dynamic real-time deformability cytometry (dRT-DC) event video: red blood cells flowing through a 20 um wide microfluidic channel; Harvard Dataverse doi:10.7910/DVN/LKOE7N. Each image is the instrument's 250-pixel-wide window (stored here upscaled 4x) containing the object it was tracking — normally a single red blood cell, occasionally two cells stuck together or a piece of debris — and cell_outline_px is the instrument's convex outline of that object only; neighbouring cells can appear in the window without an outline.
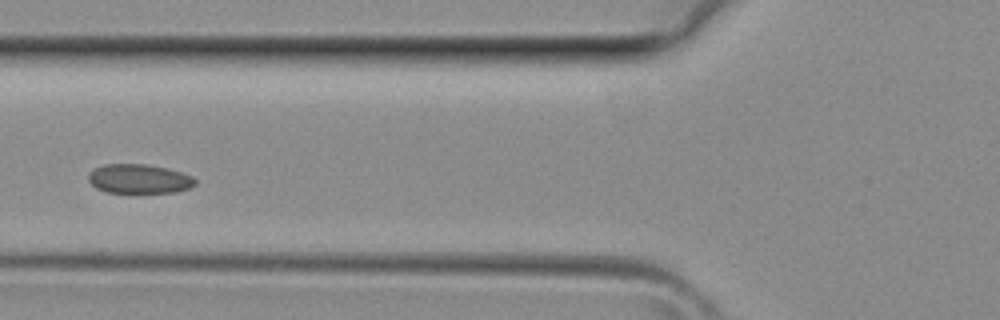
{"species": "common noctule bat (a hibernating species)", "species_latin": "Nyctalus noctula", "temperature_condition": "room temperature", "stored_images_in_passage": 31, "camera_frame_rate_fps": 3000, "um_per_image_px": 0.085, "animal": {"sex": "female", "body_mass_g": 29.2, "forearm_length_mm": 56.3}, "frame": {"image": 1, "passage_image": 14, "time_ms": 4.333, "image_size_px": [1000, 320], "cell_outline_px": [[196, 184], [188, 188], [176, 192], [108, 192], [96, 188], [88, 180], [88, 172], [92, 168], [104, 164], [144, 164], [164, 168], [180, 172], [192, 176], [196, 180]], "centroid_in_image_um": [11.78, 15.19], "position_along_channel_um": 114.0, "area_um2": 18.09}}
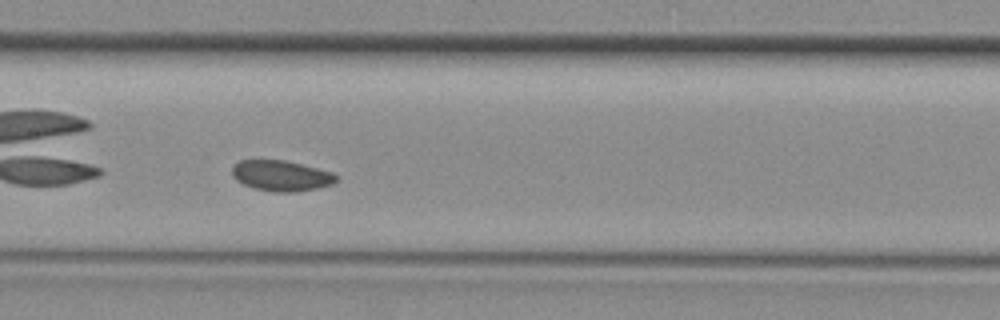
{"frame": {"image": 2, "passage_image": 18, "time_ms": 5.667, "image_size_px": [1000, 320], "cell_outline_px": [[340, 176], [332, 184], [316, 188], [296, 192], [272, 192], [252, 188], [236, 180], [232, 176], [232, 164], [240, 160], [284, 160], [332, 172]], "centroid_in_image_um": [23.87, 14.94], "position_along_channel_um": 183.5, "area_um2": 18.67}}